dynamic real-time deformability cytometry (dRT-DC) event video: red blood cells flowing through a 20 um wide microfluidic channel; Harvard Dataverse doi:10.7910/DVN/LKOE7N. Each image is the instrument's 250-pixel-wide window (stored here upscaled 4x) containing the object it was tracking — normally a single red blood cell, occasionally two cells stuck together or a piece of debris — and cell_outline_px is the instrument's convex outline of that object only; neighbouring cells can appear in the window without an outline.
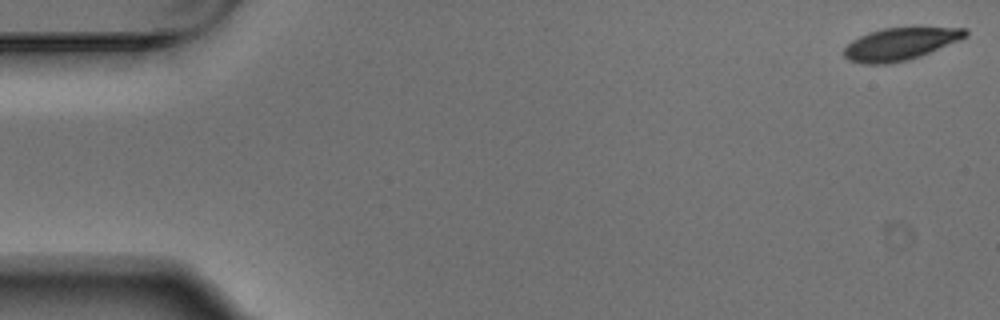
{"species": "Egyptian fruit bat (a non-hibernating species)", "species_latin": "Rousettus aegyptiacus", "temperature_condition": "warm", "stored_images_in_passage": 5, "camera_frame_rate_fps": 3000, "um_per_image_px": 0.085, "animal": {"sex": "male"}, "frame": {"image": 1, "passage_image": 1, "time_ms": 0.0, "image_size_px": [1000, 320], "cell_outline_px": [[968, 36], [960, 40], [920, 56], [908, 60], [892, 64], [864, 64], [848, 60], [844, 56], [844, 48], [852, 40], [868, 32], [884, 28], [964, 28], [968, 32]], "centroid_in_image_um": [76.49, 3.75], "position_along_channel_um": 8.5, "area_um2": 22.83}}
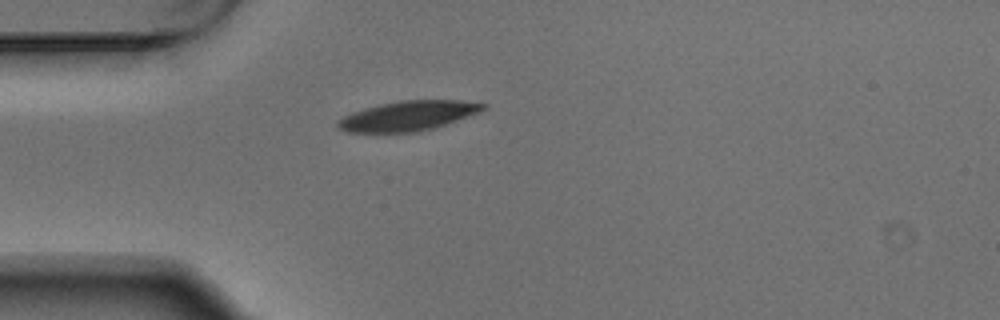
{"frame": {"image": 2, "passage_image": 4, "time_ms": 1.0, "image_size_px": [1000, 320], "cell_outline_px": [[488, 108], [480, 112], [432, 128], [416, 132], [348, 132], [340, 128], [336, 124], [336, 120], [352, 112], [364, 108], [380, 104], [400, 100], [460, 100], [488, 104]], "centroid_in_image_um": [34.69, 9.83], "position_along_channel_um": 50.3, "area_um2": 25.09}}